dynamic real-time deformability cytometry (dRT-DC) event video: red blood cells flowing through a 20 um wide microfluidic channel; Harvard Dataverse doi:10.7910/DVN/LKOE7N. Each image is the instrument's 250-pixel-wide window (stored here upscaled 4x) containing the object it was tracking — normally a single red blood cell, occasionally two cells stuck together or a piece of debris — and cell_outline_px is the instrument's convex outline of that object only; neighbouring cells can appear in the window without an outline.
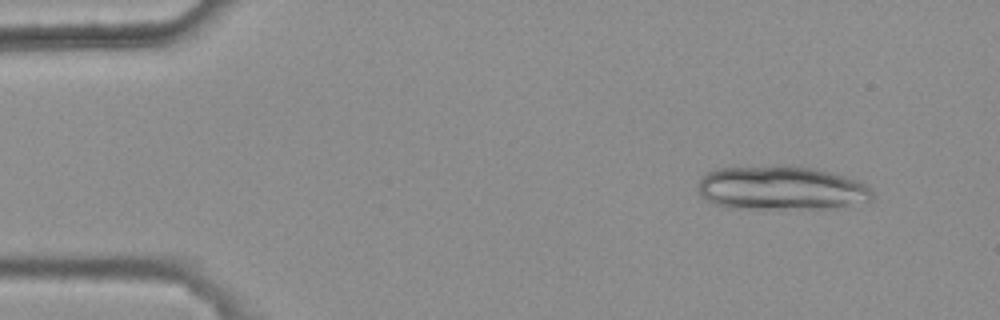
{"species": "common noctule bat (a hibernating species)", "species_latin": "Nyctalus noctula", "temperature_condition": "warm", "stored_images_in_passage": 4, "camera_frame_rate_fps": 3000, "um_per_image_px": 0.085, "animal": {"sex": "female", "body_mass_g": 25.1}, "frame": {"image": 1, "passage_image": 1, "time_ms": 0.0, "image_size_px": [1000, 320], "cell_outline_px": [[872, 200], [828, 208], [724, 208], [700, 196], [700, 176], [716, 168], [780, 164], [784, 164], [812, 168], [828, 172], [856, 180], [864, 184], [872, 192]], "centroid_in_image_um": [66.33, 15.96], "position_along_channel_um": 18.7, "area_um2": 44.56}}